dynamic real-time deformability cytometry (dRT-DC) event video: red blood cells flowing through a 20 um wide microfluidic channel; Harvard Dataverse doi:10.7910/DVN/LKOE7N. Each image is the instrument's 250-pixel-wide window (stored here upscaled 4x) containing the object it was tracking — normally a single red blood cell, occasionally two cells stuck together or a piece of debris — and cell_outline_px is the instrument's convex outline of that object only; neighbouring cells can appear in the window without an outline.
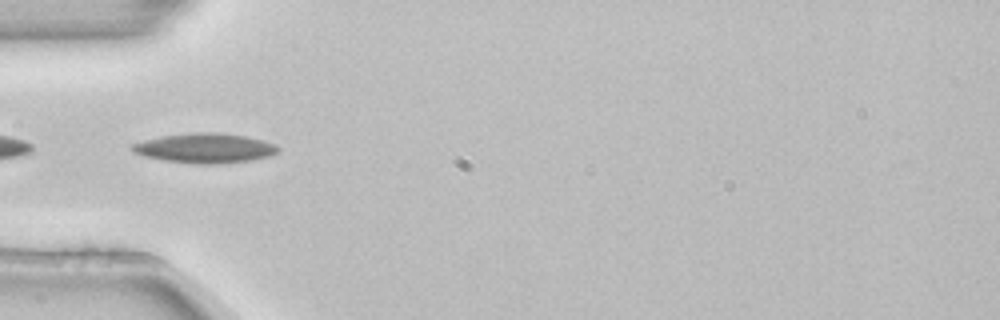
{"species": "common noctule bat (a hibernating species)", "species_latin": "Nyctalus noctula", "temperature_condition": "room temperature", "stored_images_in_passage": 4, "camera_frame_rate_fps": 3000, "um_per_image_px": 0.085, "animal": {"sex": "female", "body_mass_g": 22.7, "forearm_length_mm": 54.2}, "frame": {"image": 1, "passage_image": 3, "time_ms": 0.667, "image_size_px": [1000, 320], "cell_outline_px": [[280, 148], [272, 156], [252, 160], [216, 164], [200, 164], [164, 160], [144, 156], [136, 152], [132, 148], [132, 144], [144, 140], [164, 136], [192, 132], [216, 132], [244, 136], [264, 140], [276, 144]], "centroid_in_image_um": [17.48, 12.59], "position_along_channel_um": 67.5, "area_um2": 25.09}}